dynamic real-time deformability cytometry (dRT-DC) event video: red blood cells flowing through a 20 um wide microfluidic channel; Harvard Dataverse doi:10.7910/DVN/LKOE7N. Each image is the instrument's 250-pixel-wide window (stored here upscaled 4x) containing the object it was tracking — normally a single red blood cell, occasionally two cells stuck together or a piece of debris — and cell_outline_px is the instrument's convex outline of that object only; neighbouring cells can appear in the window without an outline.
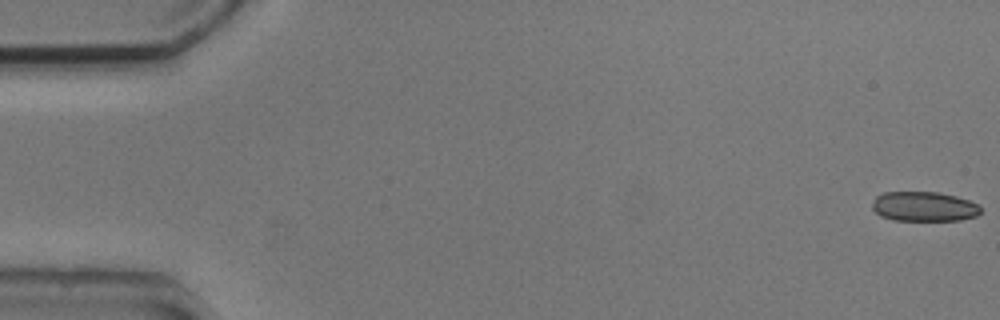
{"species": "common noctule bat (a hibernating species)", "species_latin": "Nyctalus noctula", "temperature_condition": "cold", "stored_images_in_passage": 16, "camera_frame_rate_fps": 3000, "um_per_image_px": 0.085, "animal": {"sex": "male", "body_mass_g": 20.5, "forearm_length_mm": 52.5}, "frame": {"image": 1, "passage_image": 1, "time_ms": 0.0, "image_size_px": [1000, 320], "cell_outline_px": [[980, 212], [976, 216], [960, 220], [892, 220], [880, 216], [872, 208], [872, 204], [876, 196], [884, 192], [936, 192], [956, 196], [980, 204]], "centroid_in_image_um": [78.53, 17.55], "position_along_channel_um": 6.5, "area_um2": 18.79}}
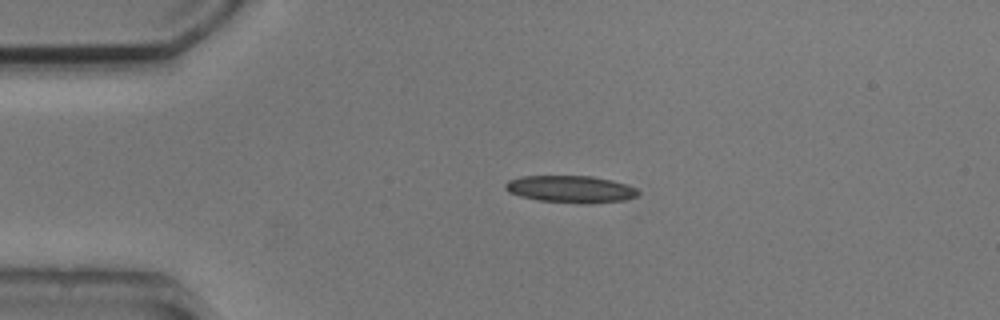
{"frame": {"image": 2, "passage_image": 12, "time_ms": 3.667, "image_size_px": [1000, 320], "cell_outline_px": [[640, 192], [636, 196], [624, 200], [588, 204], [584, 204], [540, 200], [520, 196], [508, 192], [504, 188], [504, 184], [508, 180], [520, 176], [592, 176], [612, 180], [636, 188]], "centroid_in_image_um": [48.48, 16.07], "position_along_channel_um": 36.5, "area_um2": 20.98}}